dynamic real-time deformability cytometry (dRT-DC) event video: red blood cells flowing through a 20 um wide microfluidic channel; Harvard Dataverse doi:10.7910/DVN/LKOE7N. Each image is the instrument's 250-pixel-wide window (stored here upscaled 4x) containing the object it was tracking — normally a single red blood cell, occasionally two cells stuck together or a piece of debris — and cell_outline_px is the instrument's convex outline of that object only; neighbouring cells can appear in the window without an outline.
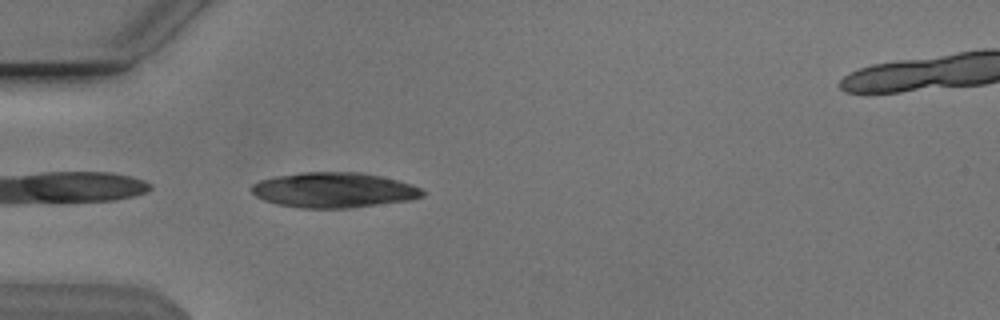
{"species": "Egyptian fruit bat (a non-hibernating species)", "species_latin": "Rousettus aegyptiacus", "temperature_condition": "cold", "stored_images_in_passage": 25, "camera_frame_rate_fps": 3000, "um_per_image_px": 0.085, "animal": {"sex": "male"}, "frame": {"image": 1, "passage_image": 1, "time_ms": 0.0, "image_size_px": [1000, 320], "cell_outline_px": [[424, 196], [412, 200], [352, 208], [300, 208], [276, 204], [264, 200], [256, 196], [248, 188], [252, 184], [260, 180], [276, 176], [304, 172], [360, 172], [380, 176], [412, 184], [420, 188], [424, 192]], "centroid_in_image_um": [28.37, 16.16], "position_along_channel_um": 56.6, "area_um2": 35.26}}